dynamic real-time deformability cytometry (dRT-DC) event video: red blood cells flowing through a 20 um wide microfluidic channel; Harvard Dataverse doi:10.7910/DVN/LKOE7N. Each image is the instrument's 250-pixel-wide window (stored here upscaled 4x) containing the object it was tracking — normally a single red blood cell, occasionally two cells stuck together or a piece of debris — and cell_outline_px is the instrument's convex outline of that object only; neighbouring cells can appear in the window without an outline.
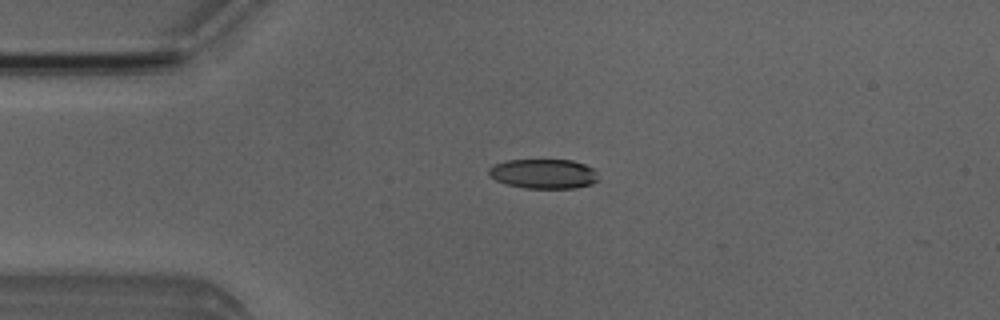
{"species": "Egyptian fruit bat (a non-hibernating species)", "species_latin": "Rousettus aegyptiacus", "temperature_condition": "room temperature", "stored_images_in_passage": 7, "camera_frame_rate_fps": 3000, "um_per_image_px": 0.085, "animal": {"sex": "male"}, "frame": {"image": 1, "passage_image": 4, "time_ms": 3.333, "image_size_px": [1000, 320], "cell_outline_px": [[600, 180], [592, 184], [576, 188], [524, 188], [504, 184], [488, 176], [488, 168], [504, 160], [572, 160], [596, 168]], "centroid_in_image_um": [46.23, 14.77], "position_along_channel_um": 38.8, "area_um2": 19.31}}